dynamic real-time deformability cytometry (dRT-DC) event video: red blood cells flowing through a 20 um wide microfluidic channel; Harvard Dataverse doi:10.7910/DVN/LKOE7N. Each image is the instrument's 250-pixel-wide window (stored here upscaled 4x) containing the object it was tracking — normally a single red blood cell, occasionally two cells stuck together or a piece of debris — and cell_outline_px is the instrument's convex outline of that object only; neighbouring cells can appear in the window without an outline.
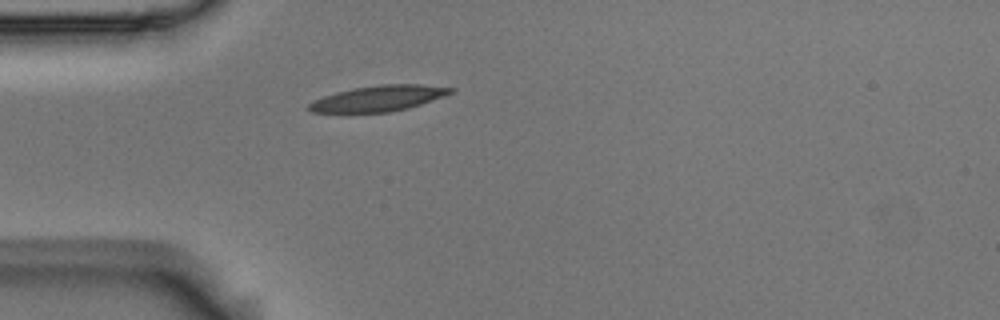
{"species": "Egyptian fruit bat (a non-hibernating species)", "species_latin": "Rousettus aegyptiacus", "temperature_condition": "room temperature", "stored_images_in_passage": 40, "camera_frame_rate_fps": 3000, "um_per_image_px": 0.085, "animal": {"sex": "male"}, "frame": {"image": 1, "passage_image": 1, "time_ms": 0.0, "image_size_px": [1000, 320], "cell_outline_px": [[456, 88], [452, 92], [420, 104], [408, 108], [388, 112], [312, 112], [304, 108], [312, 100], [336, 92], [356, 88], [380, 84], [420, 84]], "centroid_in_image_um": [32.11, 8.36], "position_along_channel_um": 52.9, "area_um2": 20.98}}
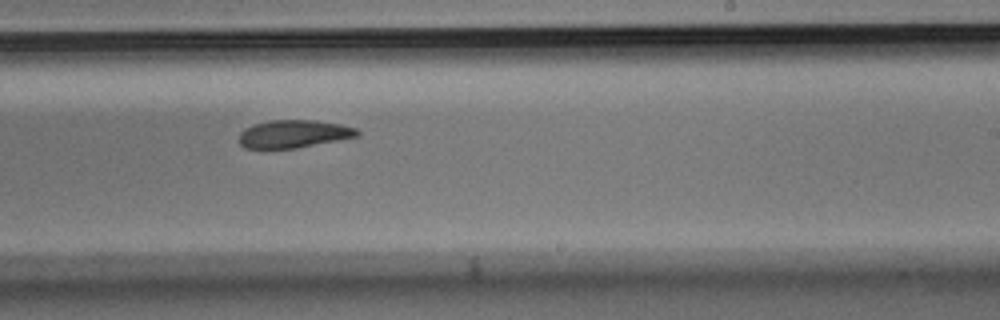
{"frame": {"image": 2, "passage_image": 19, "time_ms": 6.0, "image_size_px": [1000, 320], "cell_outline_px": [[360, 136], [296, 148], [244, 148], [240, 144], [240, 132], [244, 128], [252, 124], [268, 120], [316, 120], [340, 124], [356, 128], [360, 132]], "centroid_in_image_um": [24.97, 11.37], "position_along_channel_um": 264.0, "area_um2": 19.25}}
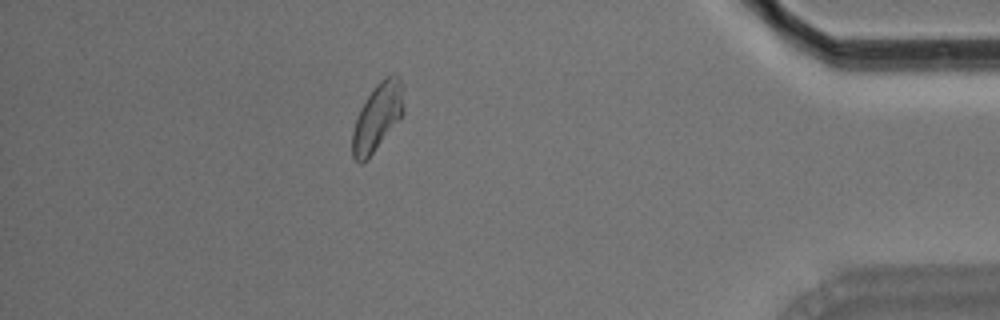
{"frame": {"image": 3, "passage_image": 34, "time_ms": 11.0, "image_size_px": [1000, 320], "cell_outline_px": [[404, 112], [400, 120], [368, 160], [360, 164], [352, 156], [352, 132], [360, 108], [372, 88], [380, 80], [392, 72], [396, 72], [400, 76], [404, 88]], "centroid_in_image_um": [32.12, 9.91], "position_along_channel_um": 403.1, "area_um2": 20.87}, "authors_computed_cell_mechanics": {"area_um2": 20.519, "velocity_mm_per_s": 3.6479, "shape_relaxation_time_tau1_ms": 8.7463, "shape_relaxation_time_tau2_ms": 4.2897, "deformation_change_tau1": 0.2063, "deformation_change_tau2": 0.0972}}